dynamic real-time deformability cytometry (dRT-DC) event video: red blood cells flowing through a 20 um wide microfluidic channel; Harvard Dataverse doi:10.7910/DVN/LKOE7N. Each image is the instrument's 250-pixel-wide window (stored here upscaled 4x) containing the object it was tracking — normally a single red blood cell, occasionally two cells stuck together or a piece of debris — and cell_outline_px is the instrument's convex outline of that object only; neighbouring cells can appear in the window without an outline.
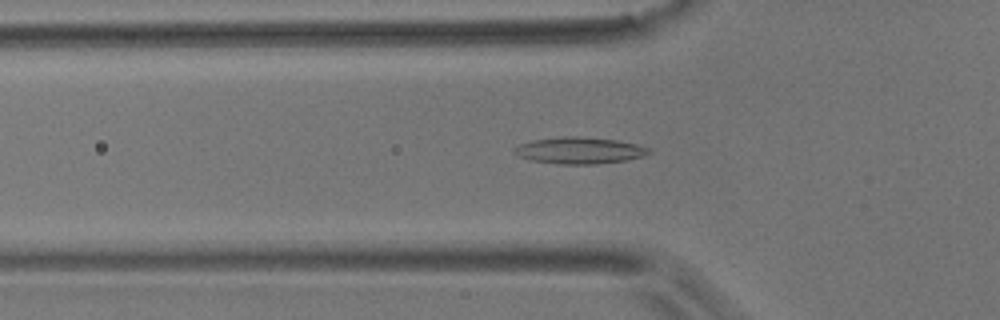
{"species": "common noctule bat (a hibernating species)", "species_latin": "Nyctalus noctula", "temperature_condition": "room temperature", "stored_images_in_passage": 52, "camera_frame_rate_fps": 3000, "um_per_image_px": 0.085, "animal": {"sex": "male", "body_mass_g": 17.9}, "frame": {"image": 1, "passage_image": 18, "time_ms": 5.667, "image_size_px": [1000, 320], "cell_outline_px": [[652, 152], [644, 156], [628, 160], [596, 164], [560, 164], [532, 160], [520, 156], [512, 152], [512, 148], [520, 144], [532, 140], [560, 136], [576, 136], [616, 140], [636, 144], [652, 148]], "centroid_in_image_um": [49.28, 12.78], "position_along_channel_um": 76.5, "area_um2": 20.98}}
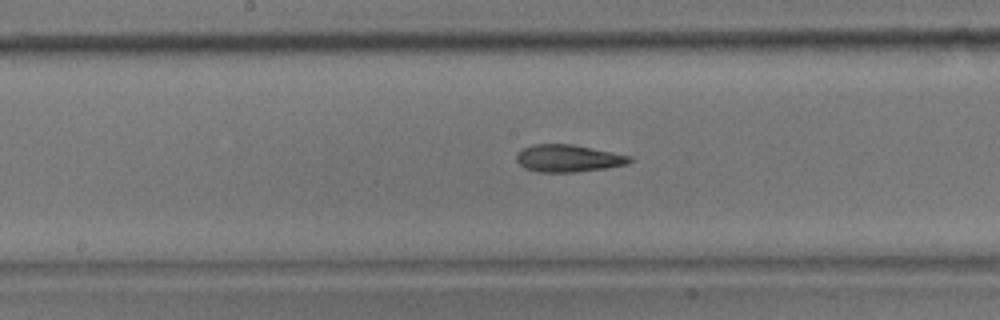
{"frame": {"image": 2, "passage_image": 28, "time_ms": 9.0, "image_size_px": [1000, 320], "cell_outline_px": [[632, 160], [628, 164], [608, 168], [576, 172], [536, 172], [524, 168], [516, 160], [516, 156], [524, 148], [532, 144], [572, 144], [632, 156]], "centroid_in_image_um": [48.31, 13.46], "position_along_channel_um": 199.9, "area_um2": 18.03}}
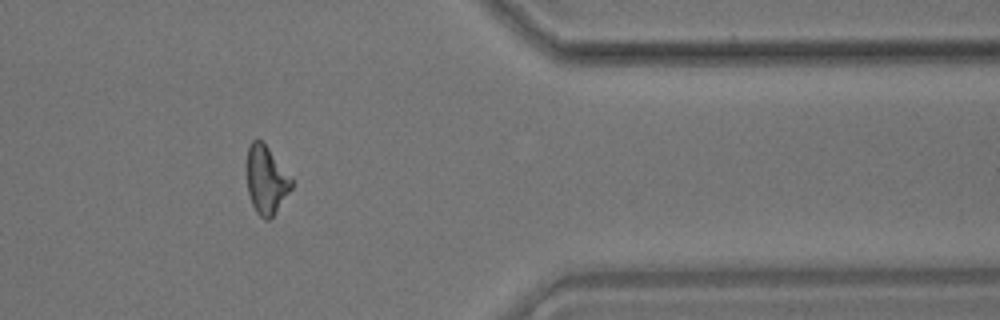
{"frame": {"image": 3, "passage_image": 45, "time_ms": 14.667, "image_size_px": [1000, 320], "cell_outline_px": [[292, 188], [272, 216], [268, 220], [264, 220], [256, 212], [252, 204], [248, 192], [248, 148], [252, 140], [260, 140], [268, 148], [292, 180]], "centroid_in_image_um": [22.62, 15.33], "position_along_channel_um": 388.8, "area_um2": 17.05}, "authors_computed_cell_mechanics": {"area_um2": 18.496, "velocity_mm_per_s": 3.6695, "shape_relaxation_time_tau1_ms": 10.9698, "shape_relaxation_time_tau2_ms": 3.6119, "deformation_change_tau1": 0.2275, "deformation_change_tau2": 0.1325}}